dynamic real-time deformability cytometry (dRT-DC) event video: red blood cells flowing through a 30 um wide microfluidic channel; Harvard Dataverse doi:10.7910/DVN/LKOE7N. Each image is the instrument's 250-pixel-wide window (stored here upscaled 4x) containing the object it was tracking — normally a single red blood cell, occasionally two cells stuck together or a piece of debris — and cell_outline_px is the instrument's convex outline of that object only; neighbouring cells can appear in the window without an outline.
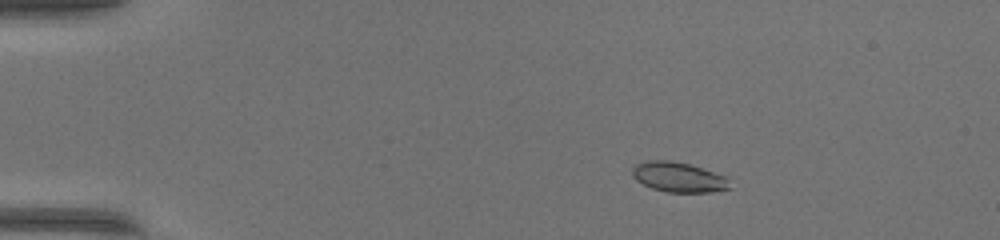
{"species": "common noctule bat (a hibernating species)", "species_latin": "Nyctalus noctula", "temperature_condition": "warm", "stored_images_in_passage": 42, "camera_frame_rate_fps": 3000, "um_per_image_px": 0.085, "animal": {"sex": "female", "body_mass_g": 17.0, "forearm_length_mm": 48.0}, "frame": {"image": 1, "passage_image": 1, "time_ms": 0.0, "image_size_px": [1000, 240], "cell_outline_px": [[732, 188], [712, 192], [668, 192], [652, 188], [636, 180], [632, 176], [632, 168], [636, 164], [648, 160], [668, 160], [688, 164], [728, 176]], "centroid_in_image_um": [57.71, 15.06], "position_along_channel_um": 27.3, "area_um2": 17.11}}
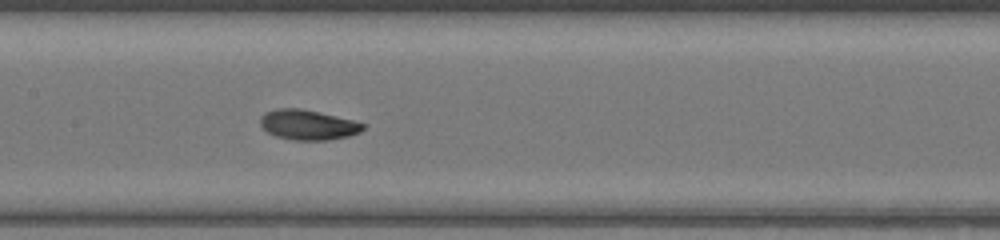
{"frame": {"image": 2, "passage_image": 18, "time_ms": 5.667, "image_size_px": [1000, 240], "cell_outline_px": [[368, 124], [360, 132], [348, 136], [328, 140], [292, 140], [276, 136], [268, 132], [260, 124], [260, 116], [264, 112], [276, 108], [300, 108], [352, 120]], "centroid_in_image_um": [26.16, 10.61], "position_along_channel_um": 181.2, "area_um2": 17.98}}
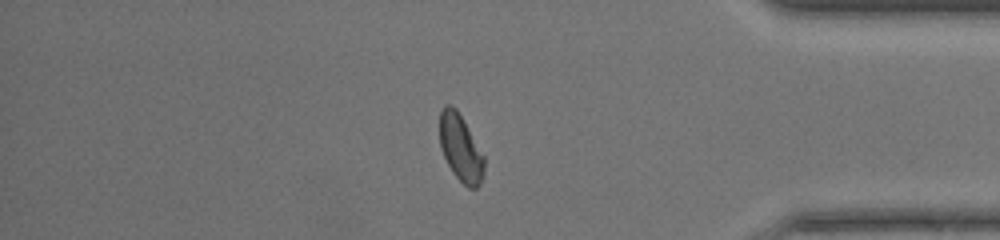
{"frame": {"image": 3, "passage_image": 35, "time_ms": 11.333, "image_size_px": [1000, 240], "cell_outline_px": [[484, 172], [480, 184], [476, 188], [468, 188], [452, 172], [440, 148], [440, 112], [444, 104], [452, 104], [456, 108], [484, 156]], "centroid_in_image_um": [39.14, 12.58], "position_along_channel_um": 396.1, "area_um2": 17.17}, "authors_computed_cell_mechanics": {"area_um2": 17.34, "velocity_mm_per_s": 4.2335, "shape_relaxation_time_tau1_ms": 2.5753, "shape_relaxation_time_tau2_ms": 5.476, "deformation_change_tau1": 0.1052, "deformation_change_tau2": 0.091}}